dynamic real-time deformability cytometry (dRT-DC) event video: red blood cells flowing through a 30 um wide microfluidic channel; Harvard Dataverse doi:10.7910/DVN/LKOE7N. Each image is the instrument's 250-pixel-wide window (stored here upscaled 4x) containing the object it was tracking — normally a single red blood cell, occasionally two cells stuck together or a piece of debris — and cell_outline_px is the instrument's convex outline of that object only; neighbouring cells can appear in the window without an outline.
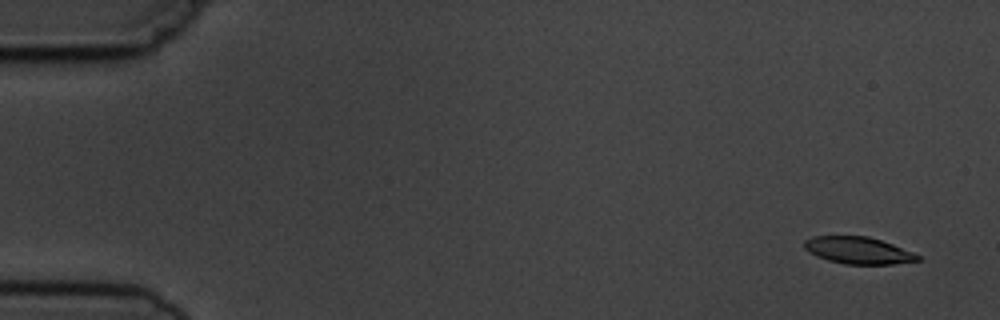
{"species": "common noctule bat (a hibernating species)", "species_latin": "Nyctalus noctula", "temperature_condition": "cold", "stored_images_in_passage": 5, "camera_frame_rate_fps": 3000, "um_per_image_px": 0.085, "animal": {"sex": "male", "body_mass_g": 19.5, "forearm_length_mm": 54.6}, "frame": {"image": 1, "passage_image": 1, "time_ms": 0.0, "image_size_px": [1000, 320], "cell_outline_px": [[920, 260], [892, 264], [844, 264], [828, 260], [816, 256], [808, 252], [804, 248], [804, 240], [812, 236], [868, 236], [892, 244], [912, 252], [920, 256]], "centroid_in_image_um": [72.9, 21.28], "position_along_channel_um": 12.1, "area_um2": 17.74}}
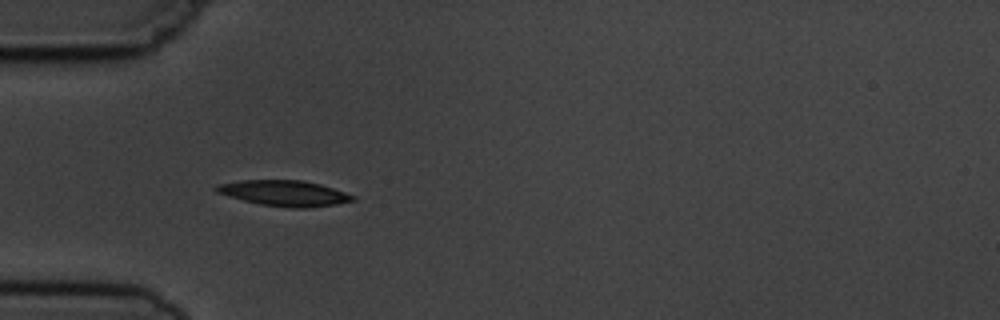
{"frame": {"image": 2, "passage_image": 5, "time_ms": 4.667, "image_size_px": [1000, 320], "cell_outline_px": [[356, 200], [336, 204], [308, 208], [292, 208], [260, 204], [228, 196], [216, 192], [212, 188], [216, 184], [240, 180], [300, 180], [320, 184], [356, 196]], "centroid_in_image_um": [24.14, 16.42], "position_along_channel_um": 60.9, "area_um2": 20.4}}